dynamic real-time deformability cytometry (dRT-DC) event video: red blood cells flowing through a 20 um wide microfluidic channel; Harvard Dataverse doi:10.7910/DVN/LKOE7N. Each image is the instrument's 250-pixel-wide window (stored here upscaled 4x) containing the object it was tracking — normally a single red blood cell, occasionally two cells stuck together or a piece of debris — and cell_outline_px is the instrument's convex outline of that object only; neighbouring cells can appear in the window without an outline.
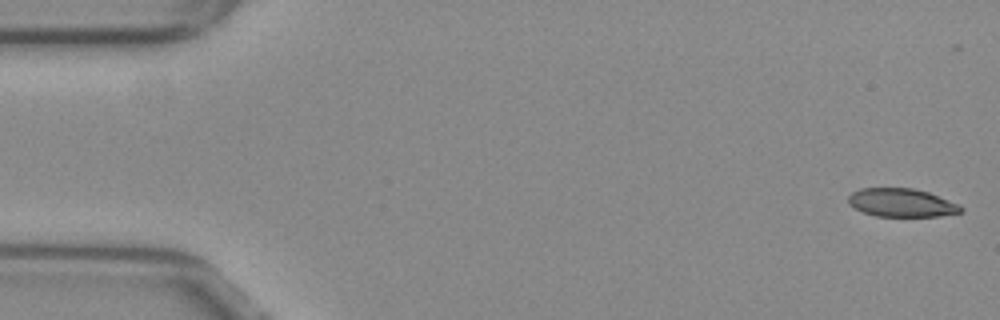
{"species": "common noctule bat (a hibernating species)", "species_latin": "Nyctalus noctula", "temperature_condition": "warm", "stored_images_in_passage": 15, "camera_frame_rate_fps": 3000, "um_per_image_px": 0.085, "animal": {"sex": "female", "body_mass_g": 29.2, "forearm_length_mm": 56.3}, "frame": {"image": 1, "passage_image": 2, "time_ms": 0.333, "image_size_px": [1000, 320], "cell_outline_px": [[964, 212], [940, 216], [876, 216], [864, 212], [848, 204], [848, 196], [852, 192], [860, 188], [912, 188], [928, 192], [960, 204], [964, 208]], "centroid_in_image_um": [76.66, 17.23], "position_along_channel_um": 8.3, "area_um2": 18.67}}
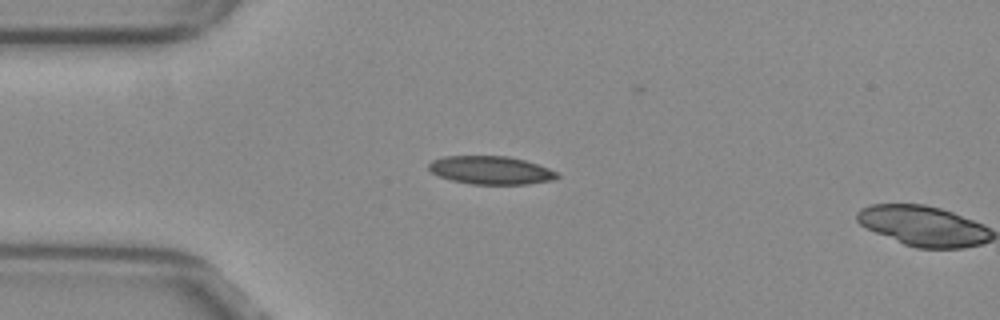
{"frame": {"image": 2, "passage_image": 14, "time_ms": 4.333, "image_size_px": [1000, 320], "cell_outline_px": [[560, 176], [556, 180], [528, 184], [468, 184], [452, 180], [440, 176], [432, 172], [428, 168], [428, 164], [432, 160], [444, 156], [508, 156], [524, 160], [548, 168], [556, 172]], "centroid_in_image_um": [41.73, 14.47], "position_along_channel_um": 43.3, "area_um2": 21.1}}